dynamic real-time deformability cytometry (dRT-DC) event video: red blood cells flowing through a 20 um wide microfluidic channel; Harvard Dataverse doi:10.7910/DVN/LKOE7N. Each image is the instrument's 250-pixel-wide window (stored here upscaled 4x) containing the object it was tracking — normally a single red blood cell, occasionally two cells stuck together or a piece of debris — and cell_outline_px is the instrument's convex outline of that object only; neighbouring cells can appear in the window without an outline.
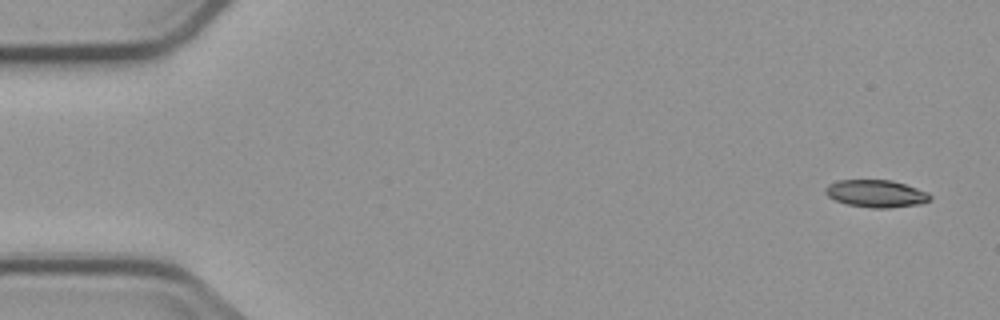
{"species": "common noctule bat (a hibernating species)", "species_latin": "Nyctalus noctula", "temperature_condition": "cold", "stored_images_in_passage": 6, "segment_of_instrument_passage": [1, 2], "camera_frame_rate_fps": 3000, "um_per_image_px": 0.085, "animal": {"sex": "male", "body_mass_g": 23.1, "forearm_length_mm": 52.7}, "frame": {"image": 1, "passage_image": 1, "time_ms": 0.0, "image_size_px": [1000, 320], "cell_outline_px": [[932, 200], [920, 204], [888, 208], [872, 208], [848, 204], [836, 200], [828, 196], [824, 192], [824, 188], [828, 184], [836, 180], [892, 180], [928, 192], [932, 196]], "centroid_in_image_um": [74.47, 16.45], "position_along_channel_um": 10.5, "area_um2": 16.76}}
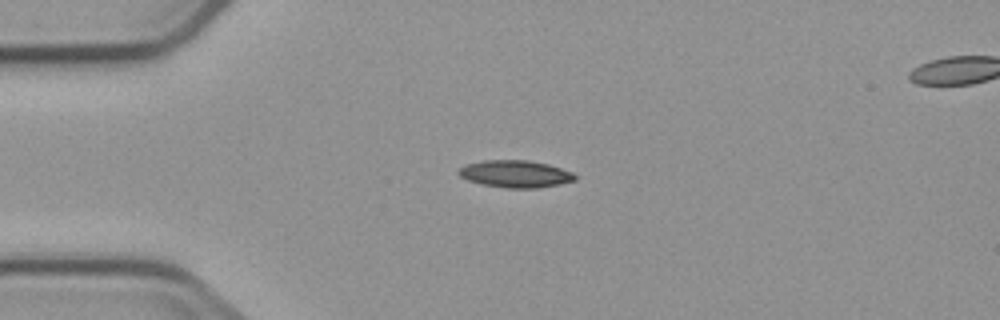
{"frame": {"image": 2, "passage_image": 4, "time_ms": 3.667, "image_size_px": [1000, 320], "cell_outline_px": [[576, 180], [560, 184], [536, 188], [508, 188], [480, 184], [468, 180], [460, 176], [456, 172], [464, 164], [484, 160], [528, 160], [548, 164], [572, 172], [576, 176]], "centroid_in_image_um": [43.78, 14.78], "position_along_channel_um": 41.2, "area_um2": 18.5}}